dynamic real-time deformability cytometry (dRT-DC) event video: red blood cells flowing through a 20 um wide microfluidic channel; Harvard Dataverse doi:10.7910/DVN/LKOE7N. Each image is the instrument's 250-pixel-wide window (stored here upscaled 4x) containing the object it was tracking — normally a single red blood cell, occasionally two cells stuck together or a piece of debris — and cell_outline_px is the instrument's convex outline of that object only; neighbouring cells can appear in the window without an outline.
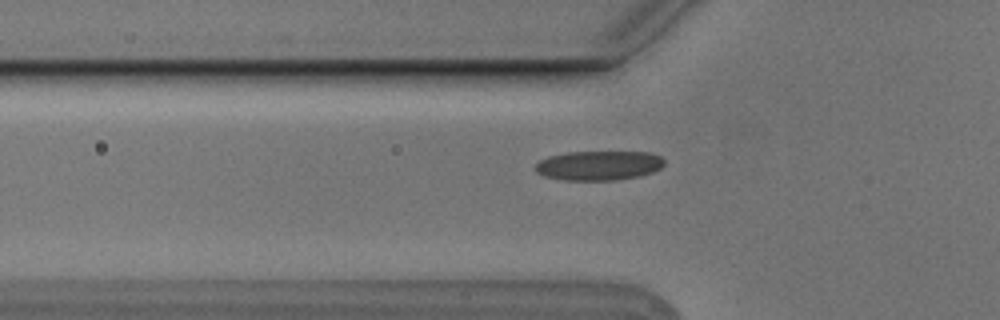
{"species": "Egyptian fruit bat (a non-hibernating species)", "species_latin": "Rousettus aegyptiacus", "temperature_condition": "cold", "stored_images_in_passage": 4, "camera_frame_rate_fps": 3000, "um_per_image_px": 0.085, "animal": {"sex": "male"}, "frame": {"image": 1, "passage_image": 4, "time_ms": 1.0, "image_size_px": [1000, 320], "cell_outline_px": [[664, 164], [660, 168], [652, 172], [640, 176], [616, 180], [564, 180], [544, 176], [536, 172], [536, 164], [540, 160], [548, 156], [568, 152], [648, 152], [660, 156], [664, 160]], "centroid_in_image_um": [50.89, 14.07], "position_along_channel_um": 74.9, "area_um2": 22.14}}